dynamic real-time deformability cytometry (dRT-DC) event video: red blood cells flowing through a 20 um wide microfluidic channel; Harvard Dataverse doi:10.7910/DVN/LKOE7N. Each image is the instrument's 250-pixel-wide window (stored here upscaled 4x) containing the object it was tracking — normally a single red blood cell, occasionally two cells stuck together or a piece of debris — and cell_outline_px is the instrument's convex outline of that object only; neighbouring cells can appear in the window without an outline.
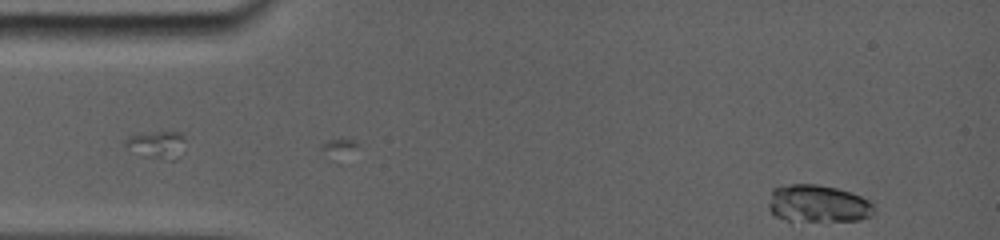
{"species": "common noctule bat (a hibernating species)", "species_latin": "Nyctalus noctula", "temperature_condition": "room temperature", "stored_images_in_passage": 44, "camera_frame_rate_fps": 5000, "um_per_image_px": 0.085, "animal": {"sex": "female", "body_mass_g": 19.0, "forearm_length_mm": 56.7}, "frame": {"image": 1, "passage_image": 1, "time_ms": 0.0, "image_size_px": [1000, 240], "cell_outline_px": [[876, 212], [872, 216], [860, 220], [788, 220], [776, 216], [768, 208], [768, 204], [772, 188], [792, 184], [816, 184], [836, 188], [872, 200], [876, 204]], "centroid_in_image_um": [69.58, 17.3], "position_along_channel_um": 15.4, "area_um2": 23.06}}
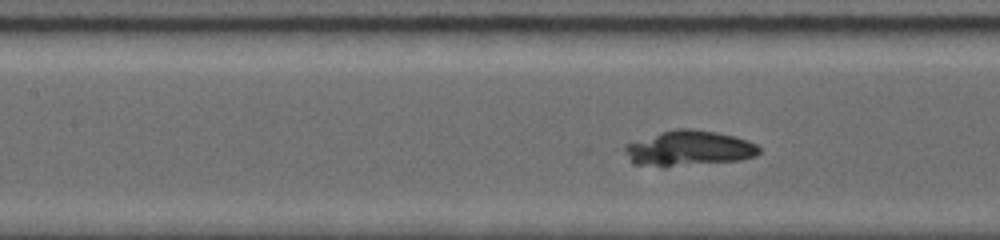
{"frame": {"image": 2, "passage_image": 26, "time_ms": 5.8, "image_size_px": [1000, 240], "cell_outline_px": [[760, 152], [756, 156], [740, 160], [664, 168], [632, 164], [624, 148], [628, 144], [664, 132], [680, 128], [712, 132], [732, 136], [756, 144], [760, 148]], "centroid_in_image_um": [58.56, 12.66], "position_along_channel_um": 148.8, "area_um2": 27.11}}
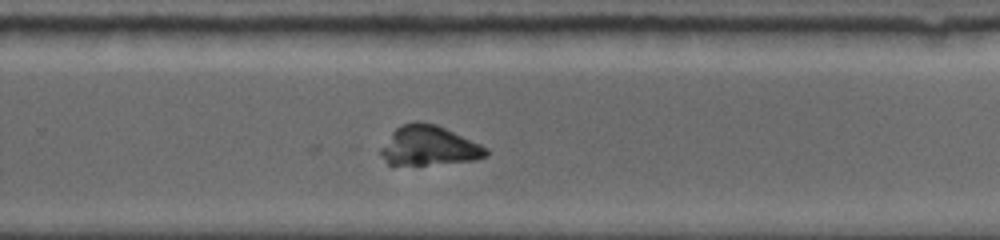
{"frame": {"image": 3, "passage_image": 44, "time_ms": 9.6, "image_size_px": [1000, 240], "cell_outline_px": [[488, 156], [476, 160], [392, 168], [388, 164], [380, 152], [380, 148], [392, 132], [400, 124], [416, 120], [436, 124], [480, 144], [488, 148]], "centroid_in_image_um": [36.41, 12.41], "position_along_channel_um": 293.4, "area_um2": 24.85}}